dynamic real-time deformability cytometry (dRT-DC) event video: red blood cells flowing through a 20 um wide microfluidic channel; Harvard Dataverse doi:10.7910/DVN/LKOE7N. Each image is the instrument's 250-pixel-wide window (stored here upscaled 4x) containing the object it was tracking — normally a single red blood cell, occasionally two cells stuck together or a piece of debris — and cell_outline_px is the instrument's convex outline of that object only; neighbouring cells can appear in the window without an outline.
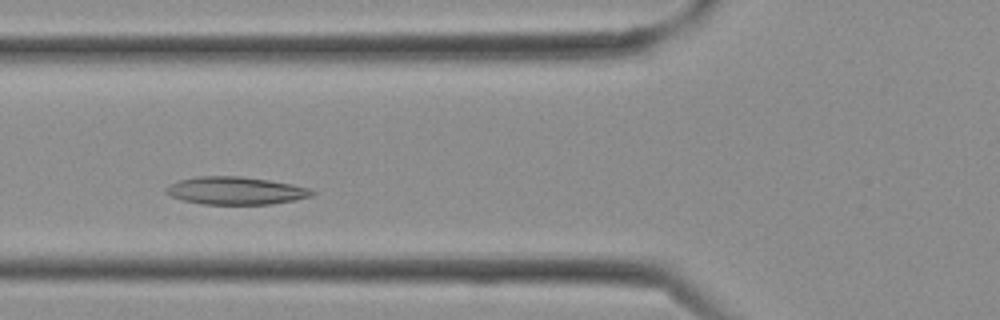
{"species": "Egyptian fruit bat (a non-hibernating species)", "species_latin": "Rousettus aegyptiacus", "temperature_condition": "cold", "stored_images_in_passage": 26, "camera_frame_rate_fps": 3000, "um_per_image_px": 0.085, "frame": {"image": 1, "passage_image": 7, "time_ms": 2.0, "image_size_px": [1000, 320], "cell_outline_px": [[316, 192], [312, 196], [296, 200], [272, 204], [200, 204], [184, 200], [172, 196], [164, 192], [164, 188], [168, 184], [180, 180], [196, 176], [240, 176], [268, 180], [292, 184], [312, 188]], "centroid_in_image_um": [20.04, 16.2], "position_along_channel_um": 105.8, "area_um2": 23.76}}
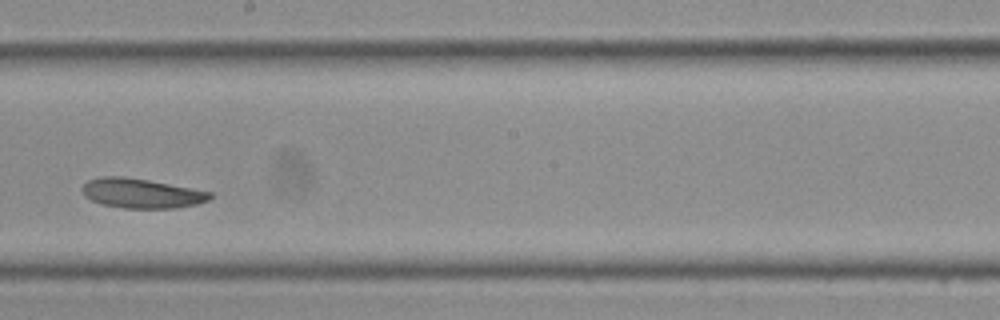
{"frame": {"image": 2, "passage_image": 13, "time_ms": 4.0, "image_size_px": [1000, 320], "cell_outline_px": [[212, 196], [208, 200], [196, 204], [176, 208], [124, 208], [104, 204], [92, 200], [84, 196], [80, 188], [88, 180], [100, 176], [124, 176], [148, 180], [212, 192]], "centroid_in_image_um": [11.99, 16.42], "position_along_channel_um": 236.2, "area_um2": 21.96}}
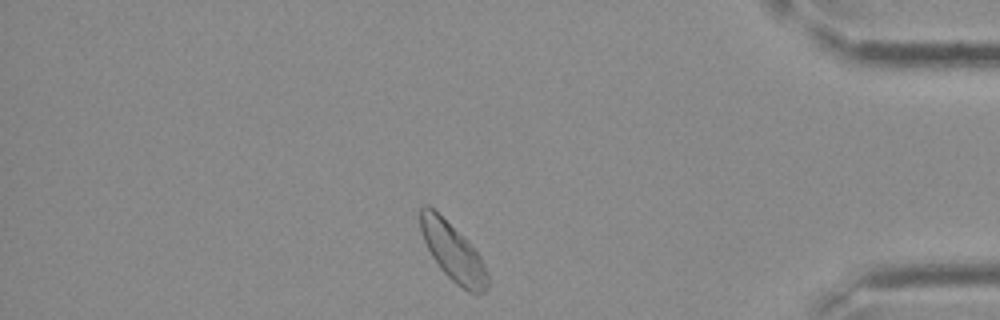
{"frame": {"image": 3, "passage_image": 22, "time_ms": 7.0, "image_size_px": [1000, 320], "cell_outline_px": [[488, 288], [484, 292], [476, 296], [468, 292], [456, 284], [440, 268], [432, 256], [420, 232], [420, 208], [424, 204], [428, 204], [464, 236], [480, 256], [484, 264], [488, 276]], "centroid_in_image_um": [38.51, 21.43], "position_along_channel_um": 396.7, "area_um2": 22.72}}